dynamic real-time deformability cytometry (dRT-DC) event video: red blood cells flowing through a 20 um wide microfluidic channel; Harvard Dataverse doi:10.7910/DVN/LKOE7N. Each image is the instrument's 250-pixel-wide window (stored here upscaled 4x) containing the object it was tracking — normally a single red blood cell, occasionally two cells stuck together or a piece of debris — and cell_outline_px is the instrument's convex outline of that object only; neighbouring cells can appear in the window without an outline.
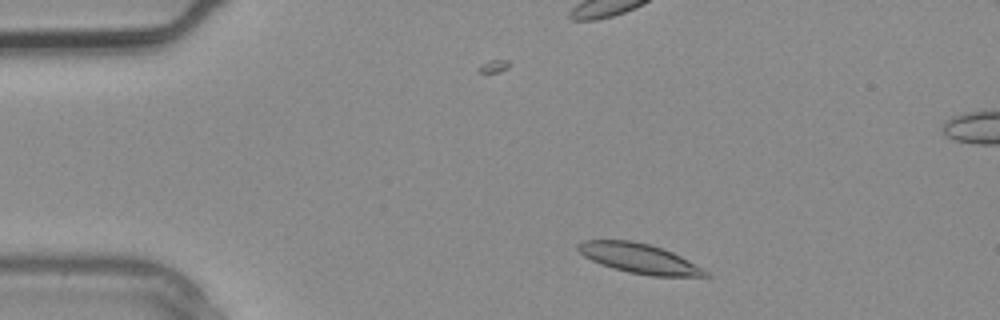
{"species": "common noctule bat (a hibernating species)", "species_latin": "Nyctalus noctula", "temperature_condition": "warm", "stored_images_in_passage": 3, "camera_frame_rate_fps": 3000, "um_per_image_px": 0.085, "animal": {"sex": "male", "body_mass_g": 20.4}, "frame": {"image": 1, "passage_image": 1, "time_ms": 0.0, "image_size_px": [1000, 320], "cell_outline_px": [[712, 276], [652, 276], [628, 272], [592, 260], [584, 256], [576, 248], [576, 244], [584, 240], [632, 240], [648, 244], [672, 252], [688, 260], [708, 272]], "centroid_in_image_um": [54.32, 21.95], "position_along_channel_um": 30.7, "area_um2": 21.68}}